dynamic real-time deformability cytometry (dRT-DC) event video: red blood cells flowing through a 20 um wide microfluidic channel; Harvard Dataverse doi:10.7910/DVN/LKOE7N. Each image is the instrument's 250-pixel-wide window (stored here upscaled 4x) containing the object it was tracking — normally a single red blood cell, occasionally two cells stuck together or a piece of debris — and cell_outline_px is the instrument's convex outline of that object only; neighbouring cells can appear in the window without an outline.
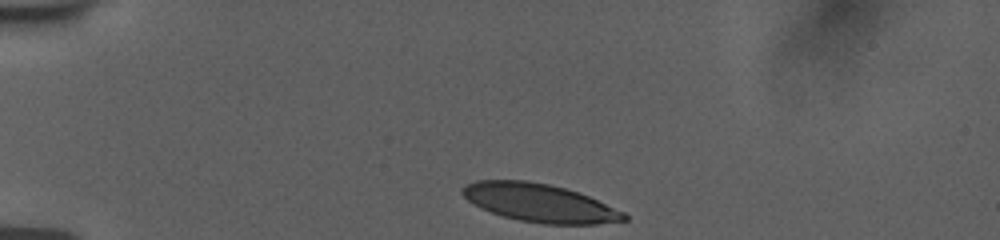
{"species": "human", "species_latin": "Homo sapiens", "temperature_condition": "room temperature", "stored_images_in_passage": 36, "camera_frame_rate_fps": 3000, "um_per_image_px": 0.085, "donor": {"sex": "female"}, "frame": {"image": 1, "passage_image": 1, "time_ms": 0.0, "image_size_px": [1000, 240], "cell_outline_px": [[628, 220], [596, 224], [544, 224], [520, 220], [504, 216], [480, 208], [468, 200], [460, 192], [468, 184], [476, 180], [528, 180], [548, 184], [580, 192], [624, 212], [628, 216]], "centroid_in_image_um": [45.89, 17.24], "position_along_channel_um": 39.1, "area_um2": 35.78}}
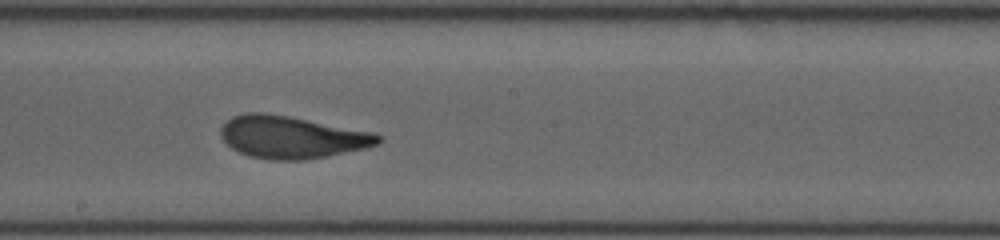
{"frame": {"image": 2, "passage_image": 20, "time_ms": 6.333, "image_size_px": [1000, 240], "cell_outline_px": [[384, 140], [380, 144], [368, 148], [304, 160], [268, 160], [248, 156], [232, 148], [220, 136], [220, 128], [232, 116], [248, 112], [264, 112], [288, 116], [372, 132], [380, 136]], "centroid_in_image_um": [24.8, 11.66], "position_along_channel_um": 223.4, "area_um2": 38.84}}
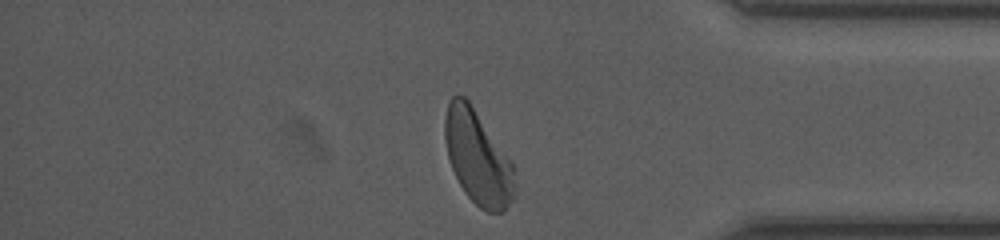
{"frame": {"image": 3, "passage_image": 35, "time_ms": 11.333, "image_size_px": [1000, 240], "cell_outline_px": [[516, 188], [512, 200], [504, 212], [488, 212], [480, 208], [464, 192], [452, 168], [448, 156], [444, 140], [444, 120], [448, 104], [452, 96], [456, 92], [464, 96], [468, 100], [512, 160], [516, 184]], "centroid_in_image_um": [40.62, 13.38], "position_along_channel_um": 394.6, "area_um2": 38.44}, "authors_computed_cell_mechanics": {"area_um2": 38.2058, "velocity_mm_per_s": 3.7496, "shape_relaxation_time_tau1_ms": 3.9745, "shape_relaxation_time_tau2_ms": 1.0014, "deformation_change_tau1": 0.1932, "deformation_change_tau2": 0.0849}}